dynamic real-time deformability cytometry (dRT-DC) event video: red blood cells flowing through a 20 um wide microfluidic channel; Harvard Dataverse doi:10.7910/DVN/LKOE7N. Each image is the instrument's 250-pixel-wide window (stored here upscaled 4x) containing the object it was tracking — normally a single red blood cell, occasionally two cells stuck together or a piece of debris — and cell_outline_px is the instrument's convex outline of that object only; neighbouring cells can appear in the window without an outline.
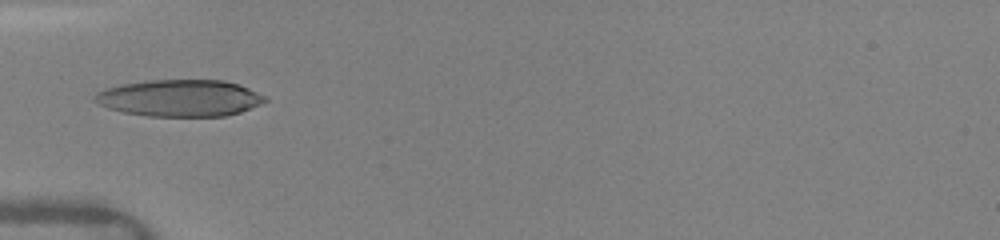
{"species": "human", "species_latin": "Homo sapiens", "temperature_condition": "warm", "stored_images_in_passage": 61, "camera_frame_rate_fps": 3000, "um_per_image_px": 0.085, "donor": {"sex": "female"}, "frame": {"image": 1, "passage_image": 1, "time_ms": 0.0, "image_size_px": [1000, 240], "cell_outline_px": [[268, 100], [260, 104], [240, 112], [224, 116], [148, 116], [124, 112], [108, 108], [92, 100], [96, 92], [104, 88], [120, 84], [148, 80], [224, 80], [240, 84], [264, 96]], "centroid_in_image_um": [15.25, 8.33], "position_along_channel_um": 69.8, "area_um2": 36.53}}
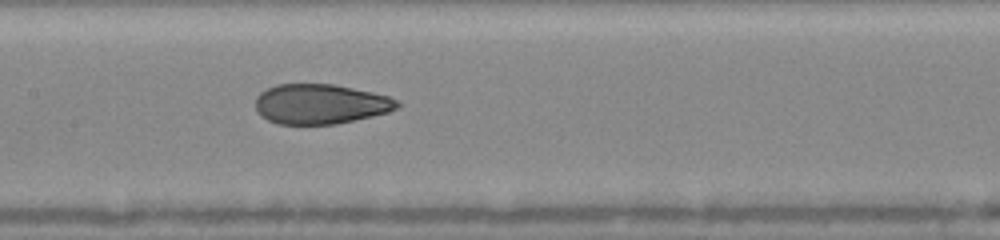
{"frame": {"image": 2, "passage_image": 19, "time_ms": 2.667, "image_size_px": [1000, 240], "cell_outline_px": [[400, 104], [396, 108], [388, 112], [372, 116], [336, 124], [276, 124], [260, 116], [256, 112], [256, 96], [260, 92], [276, 84], [332, 84], [372, 92], [388, 96], [400, 100]], "centroid_in_image_um": [27.21, 8.84], "position_along_channel_um": 180.2, "area_um2": 33.06}}
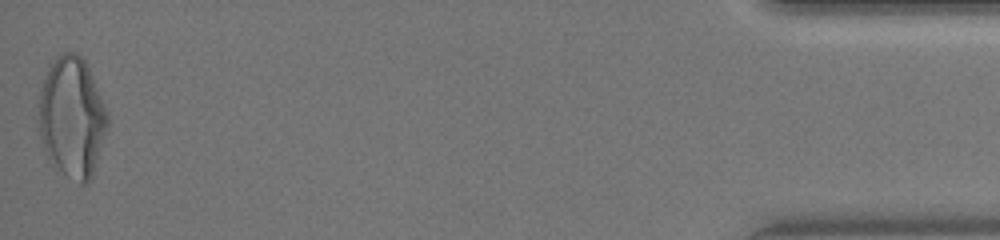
{"frame": {"image": 3, "passage_image": 59, "time_ms": 10.667, "image_size_px": [1000, 240], "cell_outline_px": [[108, 124], [92, 176], [88, 184], [80, 184], [64, 172], [48, 156], [44, 148], [40, 136], [40, 92], [48, 64], [56, 52], [76, 52], [84, 60], [88, 68], [108, 112]], "centroid_in_image_um": [6.12, 9.89], "position_along_channel_um": 429.1, "area_um2": 47.74}, "authors_computed_cell_mechanics": {"area_um2": 35.836, "velocity_mm_per_s": 4.1413, "shape_relaxation_time_tau1_ms": 6.3396, "shape_relaxation_time_tau2_ms": 1.0983, "deformation_change_tau1": 0.2263, "deformation_change_tau2": 0.0763}}